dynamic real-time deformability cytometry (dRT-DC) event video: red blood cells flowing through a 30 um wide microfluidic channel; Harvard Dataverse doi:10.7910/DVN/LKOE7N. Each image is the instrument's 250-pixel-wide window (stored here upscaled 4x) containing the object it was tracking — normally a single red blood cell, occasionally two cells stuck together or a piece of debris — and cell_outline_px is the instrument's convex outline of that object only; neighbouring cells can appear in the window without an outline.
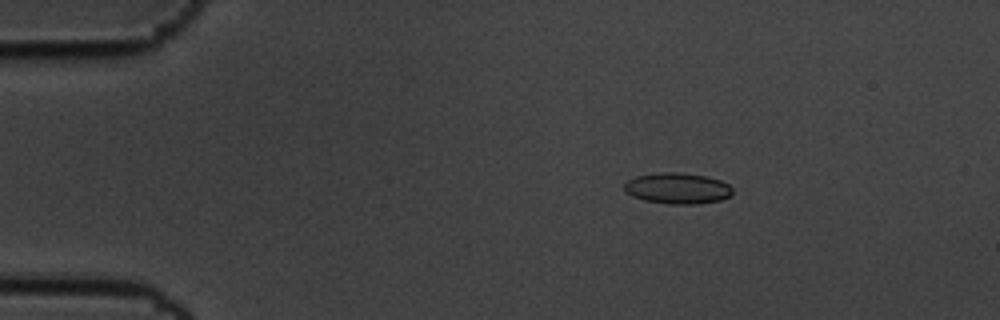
{"species": "common noctule bat (a hibernating species)", "species_latin": "Nyctalus noctula", "temperature_condition": "cold", "stored_images_in_passage": 11, "camera_frame_rate_fps": 3000, "um_per_image_px": 0.085, "animal": {"sex": "male", "body_mass_g": 19.5, "forearm_length_mm": 54.6}, "frame": {"image": 1, "passage_image": 3, "time_ms": 0.667, "image_size_px": [1000, 320], "cell_outline_px": [[732, 196], [720, 200], [696, 204], [668, 204], [644, 200], [632, 196], [624, 192], [624, 184], [628, 180], [636, 176], [664, 172], [676, 172], [708, 176], [720, 180], [728, 184], [732, 188]], "centroid_in_image_um": [57.59, 16.01], "position_along_channel_um": 27.4, "area_um2": 19.65}}
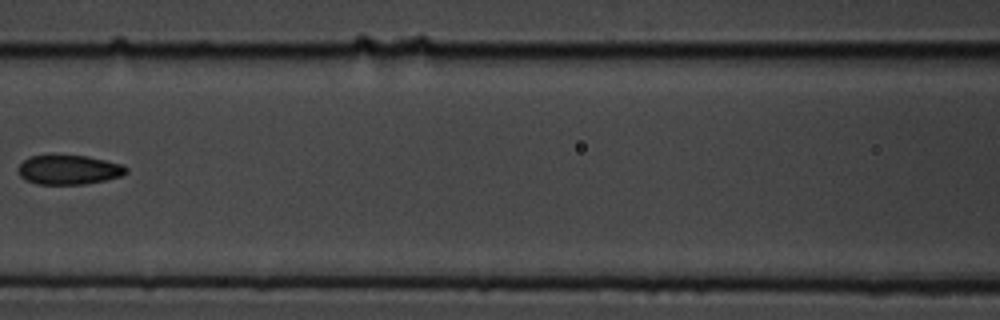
{"frame": {"image": 2, "passage_image": 8, "time_ms": 2.333, "image_size_px": [1000, 320], "cell_outline_px": [[128, 172], [120, 176], [104, 180], [84, 184], [36, 184], [20, 176], [20, 164], [24, 160], [32, 156], [88, 156], [120, 164], [128, 168]], "centroid_in_image_um": [5.88, 14.44], "position_along_channel_um": 160.7, "area_um2": 18.03}}
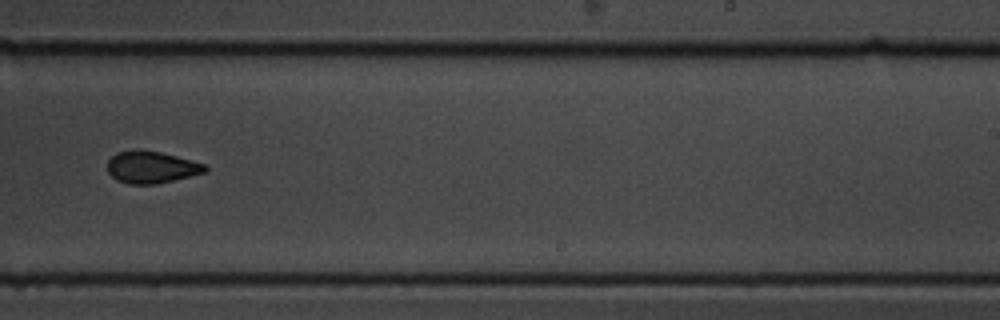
{"frame": {"image": 3, "passage_image": 11, "time_ms": 3.333, "image_size_px": [1000, 320], "cell_outline_px": [[208, 168], [204, 172], [156, 184], [128, 184], [116, 180], [108, 172], [108, 160], [116, 152], [160, 152], [192, 160], [204, 164]], "centroid_in_image_um": [12.86, 14.24], "position_along_channel_um": 276.1, "area_um2": 17.57}}